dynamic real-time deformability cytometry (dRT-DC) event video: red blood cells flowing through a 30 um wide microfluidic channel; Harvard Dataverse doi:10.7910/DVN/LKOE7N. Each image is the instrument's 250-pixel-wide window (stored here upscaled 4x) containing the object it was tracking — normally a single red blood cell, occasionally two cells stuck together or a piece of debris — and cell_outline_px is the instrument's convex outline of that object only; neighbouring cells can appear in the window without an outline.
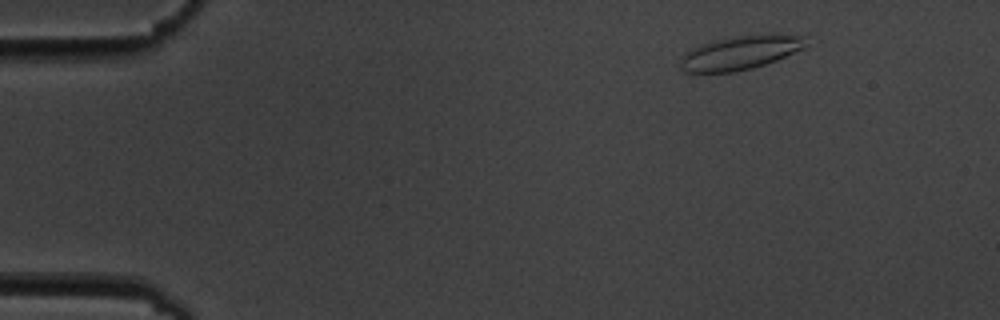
{"species": "common noctule bat (a hibernating species)", "species_latin": "Nyctalus noctula", "temperature_condition": "cold", "stored_images_in_passage": 4, "camera_frame_rate_fps": 3000, "um_per_image_px": 0.085, "animal": {"sex": "male", "body_mass_g": 19.5, "forearm_length_mm": 54.6}, "frame": {"image": 1, "passage_image": 2, "time_ms": 1.0, "image_size_px": [1000, 320], "cell_outline_px": [[808, 36], [804, 48], [776, 60], [752, 68], [732, 72], [684, 72], [680, 68], [680, 60], [684, 52], [692, 48], [716, 40], [740, 36], [804, 32]], "centroid_in_image_um": [63.01, 4.45], "position_along_channel_um": 22.0, "area_um2": 24.91}}
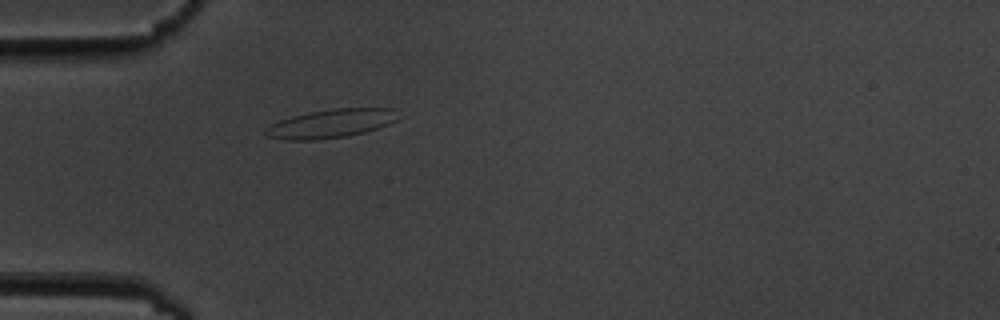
{"frame": {"image": 2, "passage_image": 4, "time_ms": 4.333, "image_size_px": [1000, 320], "cell_outline_px": [[400, 120], [364, 132], [348, 136], [316, 140], [288, 140], [268, 136], [264, 132], [272, 124], [280, 120], [292, 116], [308, 112], [332, 108], [396, 108]], "centroid_in_image_um": [28.2, 10.49], "position_along_channel_um": 56.8, "area_um2": 22.14}}